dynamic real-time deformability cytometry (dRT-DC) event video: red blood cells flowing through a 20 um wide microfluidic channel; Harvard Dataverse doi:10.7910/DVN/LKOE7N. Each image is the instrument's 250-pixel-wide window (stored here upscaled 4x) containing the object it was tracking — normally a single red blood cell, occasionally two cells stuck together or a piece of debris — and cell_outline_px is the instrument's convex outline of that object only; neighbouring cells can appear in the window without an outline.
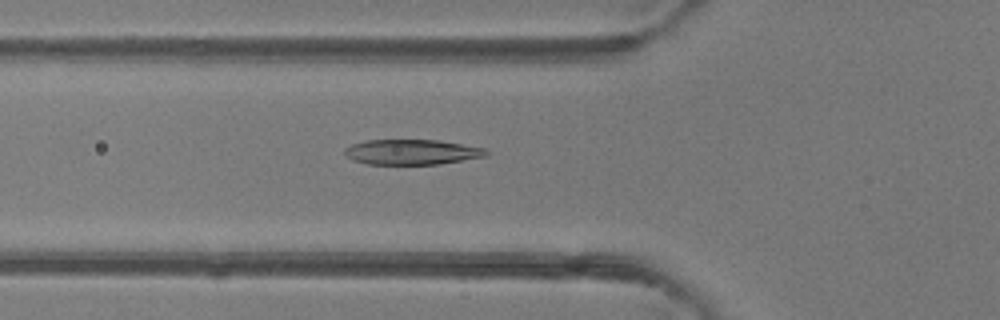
{"species": "common noctule bat (a hibernating species)", "species_latin": "Nyctalus noctula", "temperature_condition": "room temperature", "stored_images_in_passage": 47, "camera_frame_rate_fps": 3000, "um_per_image_px": 0.085, "animal": {"sex": "female"}, "frame": {"image": 1, "passage_image": 16, "time_ms": 5.0, "image_size_px": [1000, 320], "cell_outline_px": [[488, 156], [440, 164], [368, 164], [352, 160], [344, 152], [344, 148], [352, 144], [368, 140], [440, 140], [484, 148], [488, 152]], "centroid_in_image_um": [35.02, 12.92], "position_along_channel_um": 90.8, "area_um2": 20.75}}
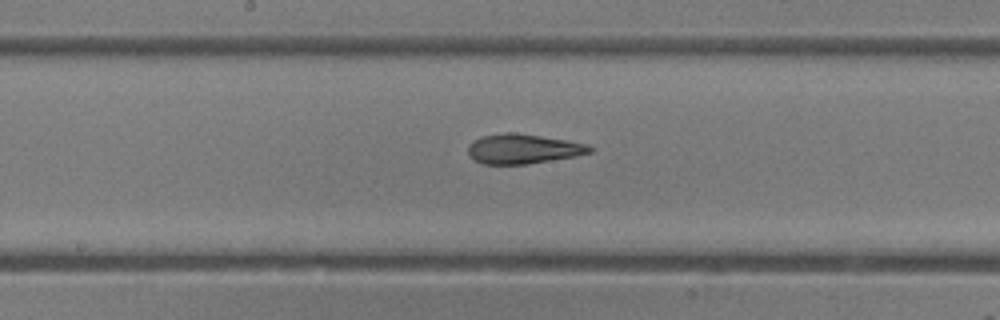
{"frame": {"image": 2, "passage_image": 24, "time_ms": 7.667, "image_size_px": [1000, 320], "cell_outline_px": [[592, 152], [576, 156], [528, 164], [484, 164], [476, 160], [468, 152], [468, 148], [480, 136], [504, 132], [512, 132], [540, 136], [588, 144], [592, 148]], "centroid_in_image_um": [44.49, 12.65], "position_along_channel_um": 203.7, "area_um2": 20.75}}
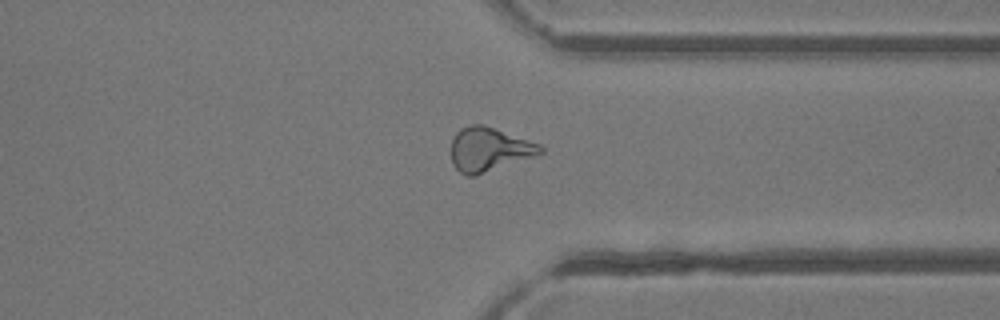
{"frame": {"image": 3, "passage_image": 36, "time_ms": 11.667, "image_size_px": [1000, 320], "cell_outline_px": [[544, 152], [472, 176], [468, 176], [460, 172], [452, 164], [452, 140], [456, 132], [460, 128], [472, 124], [484, 124], [540, 144], [544, 148]], "centroid_in_image_um": [41.54, 12.66], "position_along_channel_um": 369.9, "area_um2": 22.37}, "authors_computed_cell_mechanics": {"area_um2": 21.7906, "velocity_mm_per_s": 4.1974, "shape_relaxation_time_tau1_ms": 5.2204, "shape_relaxation_time_tau2_ms": 1.6941, "deformation_change_tau1": 0.2066, "deformation_change_tau2": 0.1068}}